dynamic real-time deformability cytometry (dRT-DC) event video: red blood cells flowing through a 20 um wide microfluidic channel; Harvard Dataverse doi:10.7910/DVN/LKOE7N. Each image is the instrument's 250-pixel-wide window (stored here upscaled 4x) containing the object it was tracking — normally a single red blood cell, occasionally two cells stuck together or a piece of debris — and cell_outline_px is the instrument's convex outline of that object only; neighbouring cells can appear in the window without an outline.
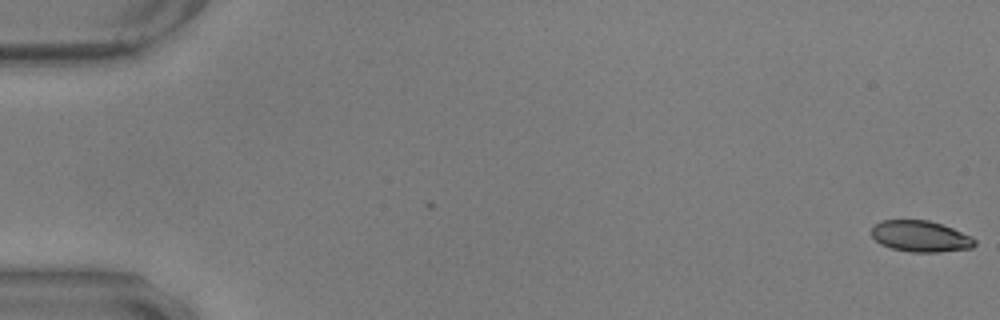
{"species": "common noctule bat (a hibernating species)", "species_latin": "Nyctalus noctula", "temperature_condition": "warm", "stored_images_in_passage": 52, "camera_frame_rate_fps": 3000, "um_per_image_px": 0.085, "animal": {"sex": "male", "body_mass_g": 17.9, "forearm_length_mm": 54.2}, "frame": {"image": 1, "passage_image": 1, "time_ms": 0.0, "image_size_px": [1000, 320], "cell_outline_px": [[976, 244], [972, 248], [940, 252], [912, 252], [892, 248], [880, 244], [872, 236], [872, 228], [880, 220], [928, 220], [952, 228], [972, 236], [976, 240]], "centroid_in_image_um": [78.26, 20.09], "position_along_channel_um": 6.7, "area_um2": 18.73}}
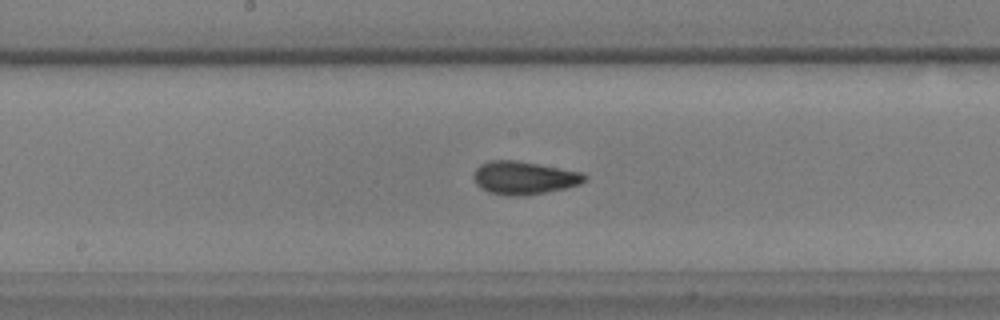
{"frame": {"image": 2, "passage_image": 31, "time_ms": 10.0, "image_size_px": [1000, 320], "cell_outline_px": [[588, 180], [580, 184], [564, 188], [524, 196], [512, 196], [488, 192], [480, 188], [476, 184], [472, 176], [476, 168], [480, 164], [492, 160], [516, 160], [580, 172], [588, 176]], "centroid_in_image_um": [44.51, 15.12], "position_along_channel_um": 203.7, "area_um2": 21.33}}
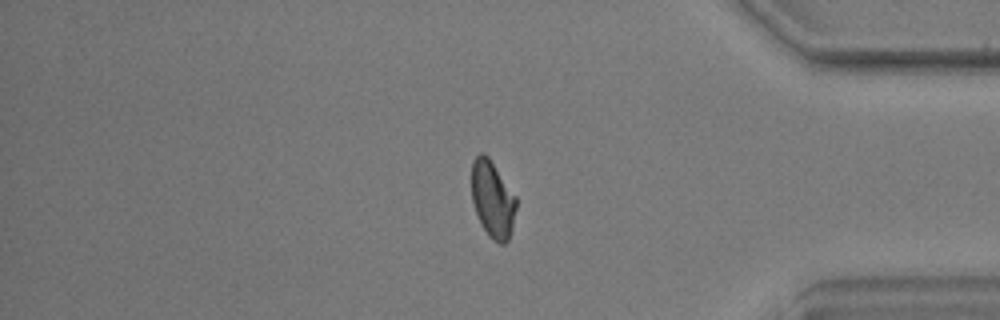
{"frame": {"image": 3, "passage_image": 49, "time_ms": 16.0, "image_size_px": [1000, 320], "cell_outline_px": [[516, 208], [512, 228], [508, 240], [504, 244], [500, 244], [492, 240], [488, 236], [480, 224], [472, 200], [472, 160], [480, 152], [484, 152], [488, 156], [516, 196]], "centroid_in_image_um": [41.86, 16.95], "position_along_channel_um": 393.3, "area_um2": 20.06}, "authors_computed_cell_mechanics": {"area_um2": 20.3745, "velocity_mm_per_s": 3.535, "shape_relaxation_time_tau1_ms": 4.6911, "shape_relaxation_time_tau2_ms": 1.278, "deformation_change_tau1": 0.1417, "deformation_change_tau2": 0.0545}}